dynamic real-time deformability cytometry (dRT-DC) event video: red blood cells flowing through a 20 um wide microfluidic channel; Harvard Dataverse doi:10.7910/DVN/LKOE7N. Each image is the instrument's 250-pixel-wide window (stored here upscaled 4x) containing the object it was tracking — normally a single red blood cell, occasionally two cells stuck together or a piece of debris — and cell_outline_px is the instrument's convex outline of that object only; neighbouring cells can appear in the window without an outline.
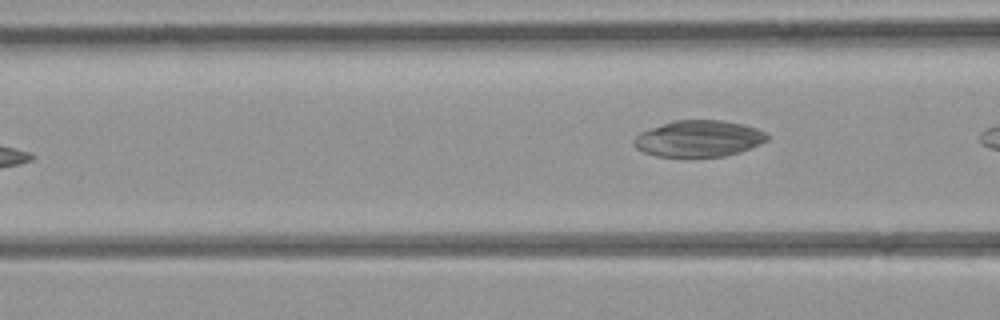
{"species": "common noctule bat (a hibernating species)", "species_latin": "Nyctalus noctula", "temperature_condition": "room temperature", "stored_images_in_passage": 7, "camera_frame_rate_fps": 3000, "um_per_image_px": 0.085, "animal": {"sex": "female", "body_mass_g": 21.9}, "frame": {"image": 1, "passage_image": 6, "time_ms": 6.0, "image_size_px": [1000, 320], "cell_outline_px": [[768, 140], [740, 152], [724, 156], [656, 156], [644, 152], [636, 148], [632, 140], [640, 132], [672, 120], [724, 120], [744, 124], [756, 128], [764, 132], [768, 136]], "centroid_in_image_um": [59.38, 11.77], "position_along_channel_um": 107.2, "area_um2": 28.15}}